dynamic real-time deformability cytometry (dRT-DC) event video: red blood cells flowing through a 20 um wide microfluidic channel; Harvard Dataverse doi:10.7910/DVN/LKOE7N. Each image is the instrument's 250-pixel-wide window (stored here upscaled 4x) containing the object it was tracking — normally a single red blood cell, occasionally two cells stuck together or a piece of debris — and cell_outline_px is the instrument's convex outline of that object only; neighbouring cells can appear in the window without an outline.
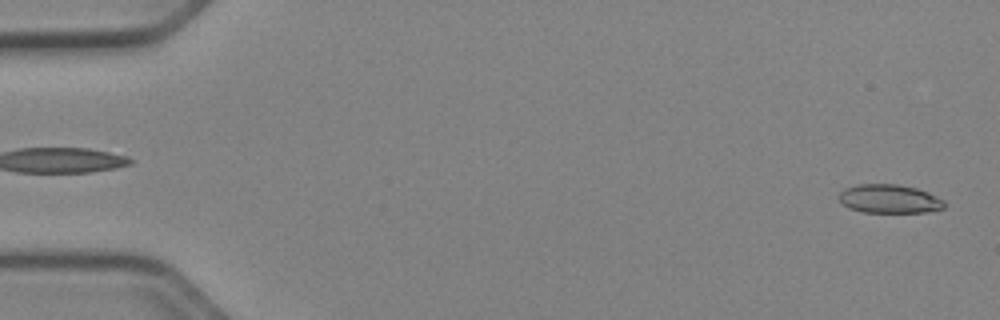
{"species": "Egyptian fruit bat (a non-hibernating species)", "species_latin": "Rousettus aegyptiacus", "temperature_condition": "cold", "stored_images_in_passage": 51, "camera_frame_rate_fps": 3000, "um_per_image_px": 0.085, "animal": {"sex": "female"}, "frame": {"image": 1, "passage_image": 1, "time_ms": 0.0, "image_size_px": [1000, 320], "cell_outline_px": [[944, 208], [924, 212], [864, 212], [848, 208], [840, 200], [840, 192], [844, 188], [856, 184], [896, 184], [916, 188], [928, 192], [944, 200]], "centroid_in_image_um": [75.58, 16.89], "position_along_channel_um": 9.4, "area_um2": 17.51}}
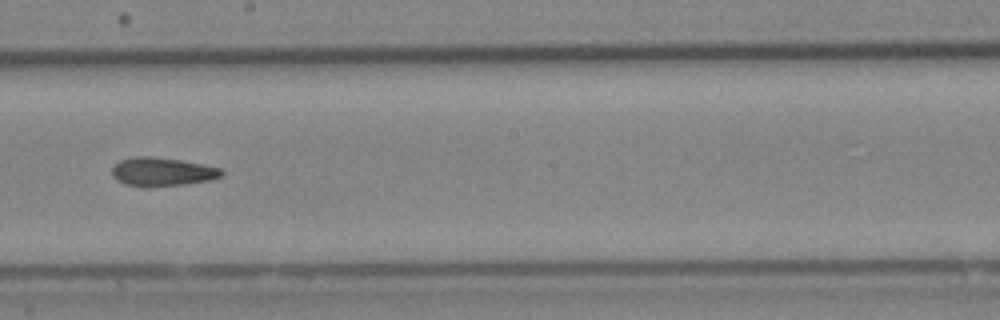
{"frame": {"image": 2, "passage_image": 29, "time_ms": 9.333, "image_size_px": [1000, 320], "cell_outline_px": [[224, 172], [220, 176], [212, 180], [184, 184], [124, 184], [116, 180], [112, 176], [112, 168], [120, 160], [136, 156], [152, 156], [180, 160], [220, 168]], "centroid_in_image_um": [13.79, 14.56], "position_along_channel_um": 234.4, "area_um2": 17.51}}
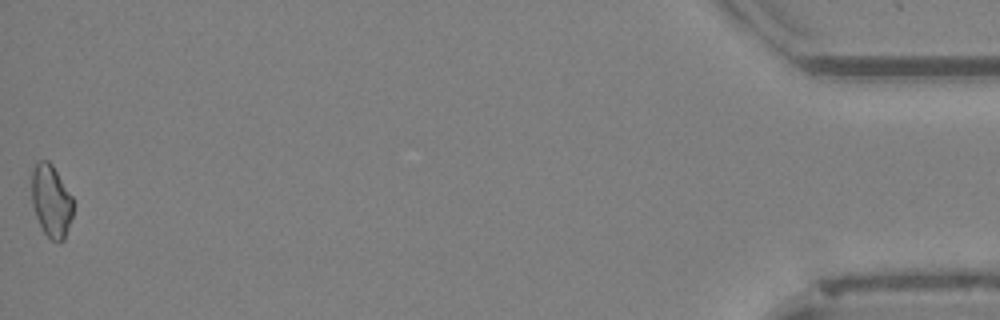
{"frame": {"image": 3, "passage_image": 51, "time_ms": 16.667, "image_size_px": [1000, 320], "cell_outline_px": [[72, 216], [64, 240], [60, 244], [52, 240], [44, 232], [36, 216], [32, 204], [32, 168], [36, 160], [48, 160], [52, 164], [72, 196]], "centroid_in_image_um": [4.34, 17.06], "position_along_channel_um": 430.9, "area_um2": 17.51}, "authors_computed_cell_mechanics": {"area_um2": 17.918, "velocity_mm_per_s": 3.9758, "shape_relaxation_time_tau1_ms": null, "shape_relaxation_time_tau2_ms": 6.5529, "deformation_change_tau1": null, "deformation_change_tau2": 0.1391}}